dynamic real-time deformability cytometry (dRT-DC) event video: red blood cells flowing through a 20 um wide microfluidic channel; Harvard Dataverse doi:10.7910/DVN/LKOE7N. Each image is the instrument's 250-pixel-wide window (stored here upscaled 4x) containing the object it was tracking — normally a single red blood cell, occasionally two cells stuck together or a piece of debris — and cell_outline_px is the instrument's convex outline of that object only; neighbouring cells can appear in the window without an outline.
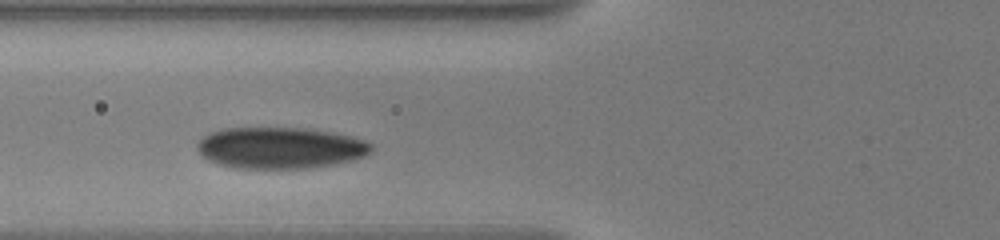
{"species": "human", "species_latin": "Homo sapiens", "temperature_condition": "warm", "stored_images_in_passage": 12, "camera_frame_rate_fps": 3000, "um_per_image_px": 0.085, "donor": {"sex": "male"}, "frame": {"image": 1, "passage_image": 6, "time_ms": 2.0, "image_size_px": [1000, 240], "cell_outline_px": [[372, 148], [364, 156], [332, 164], [308, 168], [232, 168], [220, 164], [204, 156], [196, 148], [196, 144], [204, 136], [212, 132], [224, 128], [308, 128], [348, 136], [364, 140], [372, 144]], "centroid_in_image_um": [23.79, 12.56], "position_along_channel_um": 102.0, "area_um2": 41.38}}
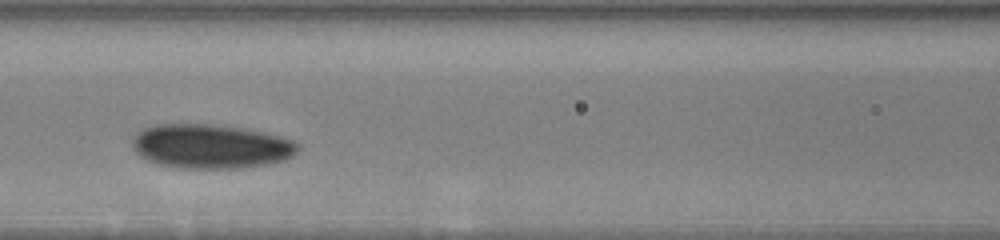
{"frame": {"image": 2, "passage_image": 9, "time_ms": 3.333, "image_size_px": [1000, 240], "cell_outline_px": [[300, 148], [292, 156], [284, 160], [268, 164], [244, 168], [180, 168], [160, 164], [148, 160], [136, 152], [132, 144], [132, 140], [144, 128], [156, 124], [220, 124], [248, 128], [264, 132], [292, 140], [300, 144]], "centroid_in_image_um": [17.97, 12.43], "position_along_channel_um": 148.6, "area_um2": 42.83}}
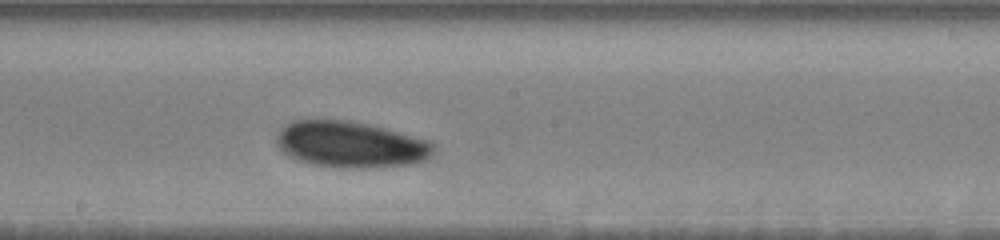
{"frame": {"image": 3, "passage_image": 12, "time_ms": 5.333, "image_size_px": [1000, 240], "cell_outline_px": [[432, 152], [424, 160], [408, 164], [364, 168], [340, 168], [312, 164], [288, 156], [276, 144], [276, 136], [280, 128], [292, 120], [320, 116], [348, 120], [368, 124], [384, 128], [428, 140], [432, 144]], "centroid_in_image_um": [29.68, 12.23], "position_along_channel_um": 218.5, "area_um2": 42.77}}